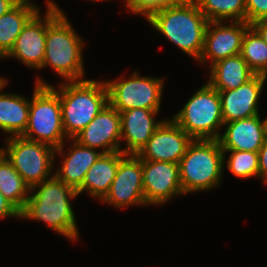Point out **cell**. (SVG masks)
Returning a JSON list of instances; mask_svg holds the SVG:
<instances>
[{"label":"cell","mask_w":267,"mask_h":267,"mask_svg":"<svg viewBox=\"0 0 267 267\" xmlns=\"http://www.w3.org/2000/svg\"><path fill=\"white\" fill-rule=\"evenodd\" d=\"M46 42L42 67H51L63 81L85 80L84 42L67 15L53 0H46ZM65 79V80H64Z\"/></svg>","instance_id":"6da1fadb"},{"label":"cell","mask_w":267,"mask_h":267,"mask_svg":"<svg viewBox=\"0 0 267 267\" xmlns=\"http://www.w3.org/2000/svg\"><path fill=\"white\" fill-rule=\"evenodd\" d=\"M78 192L61 181L55 174L30 188V195L21 219L42 221L52 231L72 241L79 238L75 214L71 201Z\"/></svg>","instance_id":"7a4b0ae2"},{"label":"cell","mask_w":267,"mask_h":267,"mask_svg":"<svg viewBox=\"0 0 267 267\" xmlns=\"http://www.w3.org/2000/svg\"><path fill=\"white\" fill-rule=\"evenodd\" d=\"M147 22L182 52L200 59L208 20L195 0H185L152 14Z\"/></svg>","instance_id":"3957f363"},{"label":"cell","mask_w":267,"mask_h":267,"mask_svg":"<svg viewBox=\"0 0 267 267\" xmlns=\"http://www.w3.org/2000/svg\"><path fill=\"white\" fill-rule=\"evenodd\" d=\"M49 85L59 94L67 139L76 137L109 103L105 80L85 79L63 81L57 87Z\"/></svg>","instance_id":"277c9868"},{"label":"cell","mask_w":267,"mask_h":267,"mask_svg":"<svg viewBox=\"0 0 267 267\" xmlns=\"http://www.w3.org/2000/svg\"><path fill=\"white\" fill-rule=\"evenodd\" d=\"M223 159L217 139H194L178 163L184 195L218 187L225 168Z\"/></svg>","instance_id":"5b68a950"},{"label":"cell","mask_w":267,"mask_h":267,"mask_svg":"<svg viewBox=\"0 0 267 267\" xmlns=\"http://www.w3.org/2000/svg\"><path fill=\"white\" fill-rule=\"evenodd\" d=\"M23 138L59 148L67 138L62 123L59 94L42 77L35 80L29 118Z\"/></svg>","instance_id":"8992f818"},{"label":"cell","mask_w":267,"mask_h":267,"mask_svg":"<svg viewBox=\"0 0 267 267\" xmlns=\"http://www.w3.org/2000/svg\"><path fill=\"white\" fill-rule=\"evenodd\" d=\"M171 119L193 139H218L224 125L218 90L206 82Z\"/></svg>","instance_id":"52a82bcc"},{"label":"cell","mask_w":267,"mask_h":267,"mask_svg":"<svg viewBox=\"0 0 267 267\" xmlns=\"http://www.w3.org/2000/svg\"><path fill=\"white\" fill-rule=\"evenodd\" d=\"M56 149L45 143L22 136L5 137V148L0 152L31 188L54 175Z\"/></svg>","instance_id":"ba28073f"},{"label":"cell","mask_w":267,"mask_h":267,"mask_svg":"<svg viewBox=\"0 0 267 267\" xmlns=\"http://www.w3.org/2000/svg\"><path fill=\"white\" fill-rule=\"evenodd\" d=\"M105 80L108 102L118 112L130 109L160 110L164 78L141 76L137 71L128 79Z\"/></svg>","instance_id":"9c48e42d"},{"label":"cell","mask_w":267,"mask_h":267,"mask_svg":"<svg viewBox=\"0 0 267 267\" xmlns=\"http://www.w3.org/2000/svg\"><path fill=\"white\" fill-rule=\"evenodd\" d=\"M250 26L240 21L208 22L198 62L203 65L209 62L211 66L218 60L240 54L244 34Z\"/></svg>","instance_id":"30bf717a"},{"label":"cell","mask_w":267,"mask_h":267,"mask_svg":"<svg viewBox=\"0 0 267 267\" xmlns=\"http://www.w3.org/2000/svg\"><path fill=\"white\" fill-rule=\"evenodd\" d=\"M115 208L147 206L143 191L142 160L137 155H125L118 165L108 194L101 201Z\"/></svg>","instance_id":"8fae6325"},{"label":"cell","mask_w":267,"mask_h":267,"mask_svg":"<svg viewBox=\"0 0 267 267\" xmlns=\"http://www.w3.org/2000/svg\"><path fill=\"white\" fill-rule=\"evenodd\" d=\"M143 191L146 205H163L173 197L184 195L179 164L142 160Z\"/></svg>","instance_id":"7c38bea8"},{"label":"cell","mask_w":267,"mask_h":267,"mask_svg":"<svg viewBox=\"0 0 267 267\" xmlns=\"http://www.w3.org/2000/svg\"><path fill=\"white\" fill-rule=\"evenodd\" d=\"M193 140L175 121L167 118L137 156L141 160L179 163Z\"/></svg>","instance_id":"4fadbf2b"},{"label":"cell","mask_w":267,"mask_h":267,"mask_svg":"<svg viewBox=\"0 0 267 267\" xmlns=\"http://www.w3.org/2000/svg\"><path fill=\"white\" fill-rule=\"evenodd\" d=\"M73 139L80 145L99 150L103 154L121 151L120 113L108 103Z\"/></svg>","instance_id":"5bb4252c"},{"label":"cell","mask_w":267,"mask_h":267,"mask_svg":"<svg viewBox=\"0 0 267 267\" xmlns=\"http://www.w3.org/2000/svg\"><path fill=\"white\" fill-rule=\"evenodd\" d=\"M267 76L255 74L236 89L218 91L221 98L223 122H232L259 115L258 101Z\"/></svg>","instance_id":"9a60e30c"},{"label":"cell","mask_w":267,"mask_h":267,"mask_svg":"<svg viewBox=\"0 0 267 267\" xmlns=\"http://www.w3.org/2000/svg\"><path fill=\"white\" fill-rule=\"evenodd\" d=\"M46 13L39 10L24 26L4 58H16L31 69L40 70L45 57Z\"/></svg>","instance_id":"2e32d148"},{"label":"cell","mask_w":267,"mask_h":267,"mask_svg":"<svg viewBox=\"0 0 267 267\" xmlns=\"http://www.w3.org/2000/svg\"><path fill=\"white\" fill-rule=\"evenodd\" d=\"M160 110L130 109L119 112L121 116V142L126 148L121 152L125 155H137L146 145L155 130L165 119L156 121ZM124 139V140H123Z\"/></svg>","instance_id":"e0dca14e"},{"label":"cell","mask_w":267,"mask_h":267,"mask_svg":"<svg viewBox=\"0 0 267 267\" xmlns=\"http://www.w3.org/2000/svg\"><path fill=\"white\" fill-rule=\"evenodd\" d=\"M224 133L220 134L219 141L222 150H239L259 152L266 136L265 119L260 115L224 123Z\"/></svg>","instance_id":"ac0fdd59"},{"label":"cell","mask_w":267,"mask_h":267,"mask_svg":"<svg viewBox=\"0 0 267 267\" xmlns=\"http://www.w3.org/2000/svg\"><path fill=\"white\" fill-rule=\"evenodd\" d=\"M72 143L68 151L65 153V142L56 148L55 157H61V167H57L54 174L68 186H71L76 191L82 186L86 173L90 166L103 154L93 148L80 145L74 139H67V142ZM72 141V142H71ZM65 156V157H64ZM64 157V158H63Z\"/></svg>","instance_id":"d6986e66"},{"label":"cell","mask_w":267,"mask_h":267,"mask_svg":"<svg viewBox=\"0 0 267 267\" xmlns=\"http://www.w3.org/2000/svg\"><path fill=\"white\" fill-rule=\"evenodd\" d=\"M124 156L125 154L121 151L102 154L90 166L82 186L77 190L78 195L84 191L94 199L102 201L110 190L118 170L119 161Z\"/></svg>","instance_id":"ffe728a7"},{"label":"cell","mask_w":267,"mask_h":267,"mask_svg":"<svg viewBox=\"0 0 267 267\" xmlns=\"http://www.w3.org/2000/svg\"><path fill=\"white\" fill-rule=\"evenodd\" d=\"M8 80L0 77V131L7 137L21 136L27 127L30 100L17 93H2Z\"/></svg>","instance_id":"44dd1931"},{"label":"cell","mask_w":267,"mask_h":267,"mask_svg":"<svg viewBox=\"0 0 267 267\" xmlns=\"http://www.w3.org/2000/svg\"><path fill=\"white\" fill-rule=\"evenodd\" d=\"M209 68L207 82L218 91L236 89L255 75L241 54L218 60Z\"/></svg>","instance_id":"7402d4cb"},{"label":"cell","mask_w":267,"mask_h":267,"mask_svg":"<svg viewBox=\"0 0 267 267\" xmlns=\"http://www.w3.org/2000/svg\"><path fill=\"white\" fill-rule=\"evenodd\" d=\"M32 0H20L0 17V59L12 49L27 22L40 10Z\"/></svg>","instance_id":"603a6c76"},{"label":"cell","mask_w":267,"mask_h":267,"mask_svg":"<svg viewBox=\"0 0 267 267\" xmlns=\"http://www.w3.org/2000/svg\"><path fill=\"white\" fill-rule=\"evenodd\" d=\"M0 192L21 212L30 195V187L0 152Z\"/></svg>","instance_id":"cb8c5ba5"},{"label":"cell","mask_w":267,"mask_h":267,"mask_svg":"<svg viewBox=\"0 0 267 267\" xmlns=\"http://www.w3.org/2000/svg\"><path fill=\"white\" fill-rule=\"evenodd\" d=\"M209 22H246L245 0H195Z\"/></svg>","instance_id":"d4e9b609"},{"label":"cell","mask_w":267,"mask_h":267,"mask_svg":"<svg viewBox=\"0 0 267 267\" xmlns=\"http://www.w3.org/2000/svg\"><path fill=\"white\" fill-rule=\"evenodd\" d=\"M240 54L255 74L267 76V44L252 26L244 34Z\"/></svg>","instance_id":"484cf974"},{"label":"cell","mask_w":267,"mask_h":267,"mask_svg":"<svg viewBox=\"0 0 267 267\" xmlns=\"http://www.w3.org/2000/svg\"><path fill=\"white\" fill-rule=\"evenodd\" d=\"M223 153L224 166L227 160L226 166L232 175L241 179L259 178L258 152L223 150ZM225 153H231L228 159L225 158Z\"/></svg>","instance_id":"4316f807"},{"label":"cell","mask_w":267,"mask_h":267,"mask_svg":"<svg viewBox=\"0 0 267 267\" xmlns=\"http://www.w3.org/2000/svg\"><path fill=\"white\" fill-rule=\"evenodd\" d=\"M185 0H125V8L128 11L134 13V15H140L147 20L152 14L158 12L163 8L175 6L183 3Z\"/></svg>","instance_id":"83f0119b"},{"label":"cell","mask_w":267,"mask_h":267,"mask_svg":"<svg viewBox=\"0 0 267 267\" xmlns=\"http://www.w3.org/2000/svg\"><path fill=\"white\" fill-rule=\"evenodd\" d=\"M246 22L250 25L256 21L267 19V0H245Z\"/></svg>","instance_id":"f1b7e54d"},{"label":"cell","mask_w":267,"mask_h":267,"mask_svg":"<svg viewBox=\"0 0 267 267\" xmlns=\"http://www.w3.org/2000/svg\"><path fill=\"white\" fill-rule=\"evenodd\" d=\"M259 179L264 185L267 184V138L258 152Z\"/></svg>","instance_id":"f546056e"},{"label":"cell","mask_w":267,"mask_h":267,"mask_svg":"<svg viewBox=\"0 0 267 267\" xmlns=\"http://www.w3.org/2000/svg\"><path fill=\"white\" fill-rule=\"evenodd\" d=\"M10 217L20 219V212L0 192V219Z\"/></svg>","instance_id":"4dcf8cb0"},{"label":"cell","mask_w":267,"mask_h":267,"mask_svg":"<svg viewBox=\"0 0 267 267\" xmlns=\"http://www.w3.org/2000/svg\"><path fill=\"white\" fill-rule=\"evenodd\" d=\"M258 32L263 41L267 44V19L259 20L251 24Z\"/></svg>","instance_id":"1f68e13d"},{"label":"cell","mask_w":267,"mask_h":267,"mask_svg":"<svg viewBox=\"0 0 267 267\" xmlns=\"http://www.w3.org/2000/svg\"><path fill=\"white\" fill-rule=\"evenodd\" d=\"M20 0H0V17L11 10Z\"/></svg>","instance_id":"d6a6232c"},{"label":"cell","mask_w":267,"mask_h":267,"mask_svg":"<svg viewBox=\"0 0 267 267\" xmlns=\"http://www.w3.org/2000/svg\"><path fill=\"white\" fill-rule=\"evenodd\" d=\"M265 124H266V136H267V117L265 118Z\"/></svg>","instance_id":"836d02e7"}]
</instances>
